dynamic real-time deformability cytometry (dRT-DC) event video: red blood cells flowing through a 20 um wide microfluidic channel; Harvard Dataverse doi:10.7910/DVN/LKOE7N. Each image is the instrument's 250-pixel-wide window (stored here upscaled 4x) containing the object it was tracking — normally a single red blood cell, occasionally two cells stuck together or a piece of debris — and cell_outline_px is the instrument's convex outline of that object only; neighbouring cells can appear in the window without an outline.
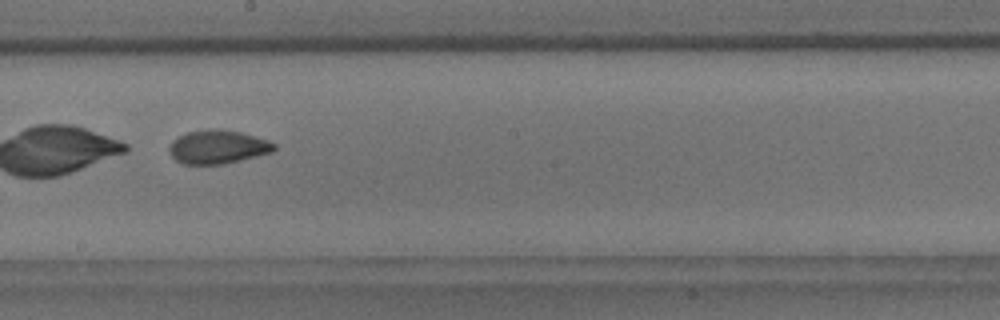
{"species": "common noctule bat (a hibernating species)", "species_latin": "Nyctalus noctula", "temperature_condition": "room temperature", "stored_images_in_passage": 54, "camera_frame_rate_fps": 3000, "um_per_image_px": 0.085, "animal": {"sex": "male", "body_mass_g": 18.8}, "frame": {"image": 1, "passage_image": 31, "time_ms": 10.0, "image_size_px": [1000, 320], "cell_outline_px": [[276, 148], [272, 152], [224, 164], [184, 164], [176, 160], [172, 156], [168, 148], [172, 140], [188, 132], [212, 128], [220, 128], [240, 132], [268, 140], [276, 144]], "centroid_in_image_um": [18.51, 12.48], "position_along_channel_um": 229.7, "area_um2": 20.52}}